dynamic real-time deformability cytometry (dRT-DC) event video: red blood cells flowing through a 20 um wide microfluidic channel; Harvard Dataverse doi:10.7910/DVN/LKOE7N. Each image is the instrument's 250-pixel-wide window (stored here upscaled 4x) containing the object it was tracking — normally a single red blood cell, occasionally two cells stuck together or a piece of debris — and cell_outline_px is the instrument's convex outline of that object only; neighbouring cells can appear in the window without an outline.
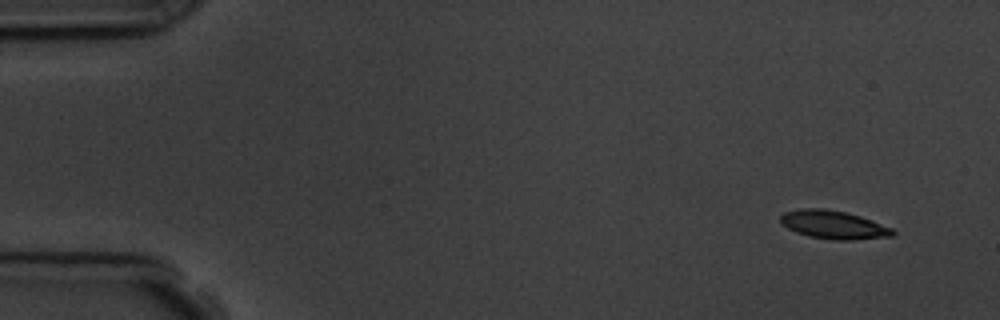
{"species": "common noctule bat (a hibernating species)", "species_latin": "Nyctalus noctula", "temperature_condition": "room temperature", "stored_images_in_passage": 4, "camera_frame_rate_fps": 3000, "um_per_image_px": 0.085, "animal": {"sex": "male", "body_mass_g": 19.5, "forearm_length_mm": 54.6}, "frame": {"image": 1, "passage_image": 1, "time_ms": 0.0, "image_size_px": [1000, 320], "cell_outline_px": [[896, 232], [892, 236], [852, 240], [832, 240], [808, 236], [796, 232], [780, 224], [780, 216], [784, 212], [800, 208], [824, 208], [844, 212], [860, 216], [892, 228]], "centroid_in_image_um": [70.81, 19.1], "position_along_channel_um": 14.2, "area_um2": 18.55}}
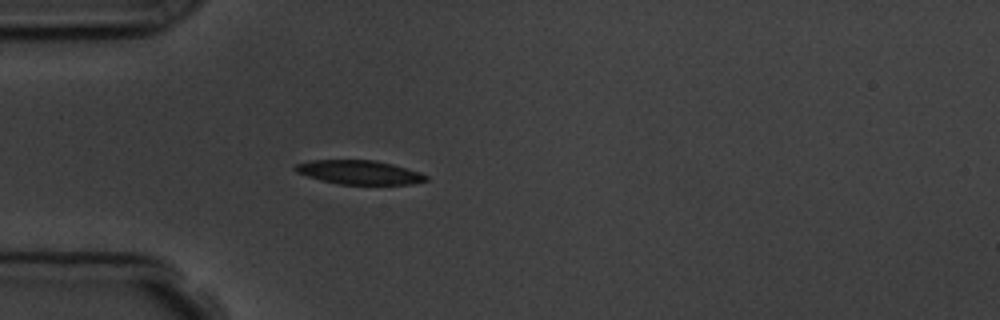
{"frame": {"image": 2, "passage_image": 4, "time_ms": 4.0, "image_size_px": [1000, 320], "cell_outline_px": [[428, 180], [412, 184], [340, 184], [320, 180], [296, 172], [292, 168], [296, 164], [312, 160], [372, 160], [392, 164], [420, 172], [428, 176]], "centroid_in_image_um": [30.53, 14.64], "position_along_channel_um": 54.5, "area_um2": 18.15}}